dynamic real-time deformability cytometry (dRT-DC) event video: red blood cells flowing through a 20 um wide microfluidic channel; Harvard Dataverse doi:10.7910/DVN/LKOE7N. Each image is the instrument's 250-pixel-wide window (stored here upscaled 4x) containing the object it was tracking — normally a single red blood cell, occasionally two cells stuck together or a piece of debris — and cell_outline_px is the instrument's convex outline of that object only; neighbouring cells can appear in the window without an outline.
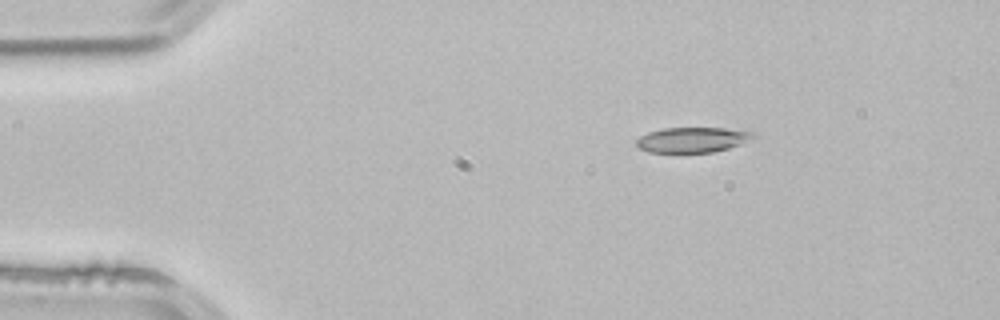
{"species": "common noctule bat (a hibernating species)", "species_latin": "Nyctalus noctula", "temperature_condition": "room temperature", "stored_images_in_passage": 2, "camera_frame_rate_fps": 3000, "um_per_image_px": 0.085, "animal": {"sex": "male", "body_mass_g": 21.5, "forearm_length_mm": 52.0}, "frame": {"image": 1, "passage_image": 1, "time_ms": 0.0, "image_size_px": [1000, 320], "cell_outline_px": [[756, 136], [728, 148], [712, 152], [648, 152], [640, 148], [636, 144], [636, 140], [640, 136], [648, 132], [664, 128], [724, 128], [752, 132]], "centroid_in_image_um": [58.79, 11.88], "position_along_channel_um": 26.2, "area_um2": 16.82}}